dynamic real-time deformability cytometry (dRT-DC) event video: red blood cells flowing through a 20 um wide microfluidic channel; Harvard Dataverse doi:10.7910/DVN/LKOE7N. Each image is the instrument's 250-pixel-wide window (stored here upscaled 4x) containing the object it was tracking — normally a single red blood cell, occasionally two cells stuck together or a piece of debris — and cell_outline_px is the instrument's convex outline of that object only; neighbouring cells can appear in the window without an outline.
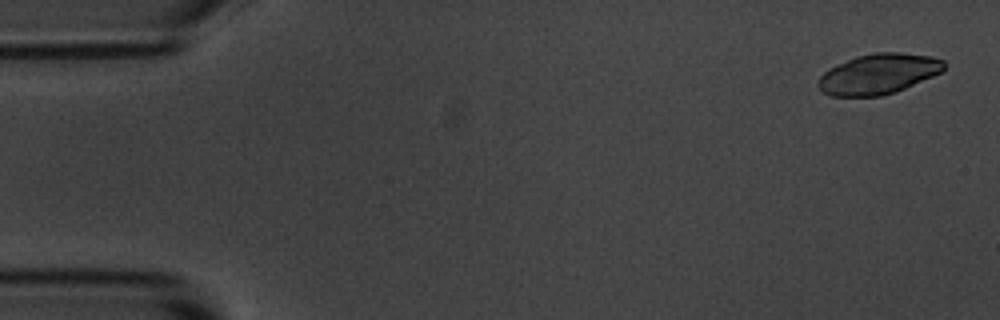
{"species": "common noctule bat (a hibernating species)", "species_latin": "Nyctalus noctula", "temperature_condition": "room temperature", "stored_images_in_passage": 4, "camera_frame_rate_fps": 3000, "um_per_image_px": 0.085, "animal": {"sex": "male", "body_mass_g": 20.1, "forearm_length_mm": 53.5}, "frame": {"image": 1, "passage_image": 1, "time_ms": 0.0, "image_size_px": [1000, 320], "cell_outline_px": [[944, 68], [940, 72], [932, 76], [896, 92], [880, 96], [832, 96], [824, 92], [816, 84], [816, 80], [828, 68], [856, 56], [876, 52], [900, 52], [932, 56], [944, 60]], "centroid_in_image_um": [74.64, 6.28], "position_along_channel_um": 10.4, "area_um2": 29.54}}